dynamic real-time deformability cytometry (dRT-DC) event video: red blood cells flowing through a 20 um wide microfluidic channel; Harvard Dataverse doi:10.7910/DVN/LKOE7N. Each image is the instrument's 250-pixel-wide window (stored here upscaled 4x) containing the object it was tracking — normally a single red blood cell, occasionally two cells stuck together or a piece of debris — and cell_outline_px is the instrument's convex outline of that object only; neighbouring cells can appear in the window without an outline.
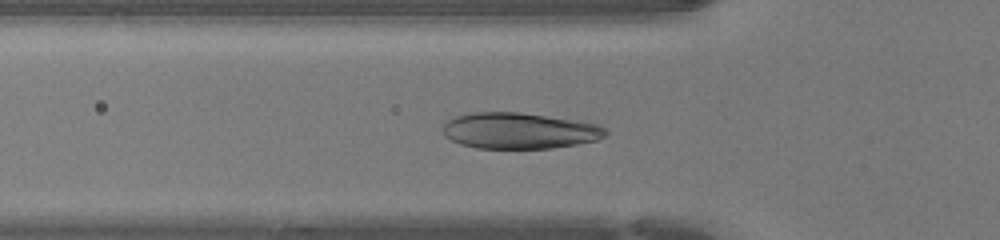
{"species": "human", "species_latin": "Homo sapiens", "temperature_condition": "warm", "stored_images_in_passage": 37, "camera_frame_rate_fps": 3000, "um_per_image_px": 0.085, "donor": {"sex": "female"}, "frame": {"image": 1, "passage_image": 6, "time_ms": 1.667, "image_size_px": [1000, 240], "cell_outline_px": [[608, 132], [604, 136], [596, 140], [576, 144], [552, 148], [476, 148], [460, 144], [444, 136], [444, 124], [448, 120], [456, 116], [472, 112], [520, 112], [596, 124], [604, 128]], "centroid_in_image_um": [44.1, 11.11], "position_along_channel_um": 81.7, "area_um2": 33.81}}
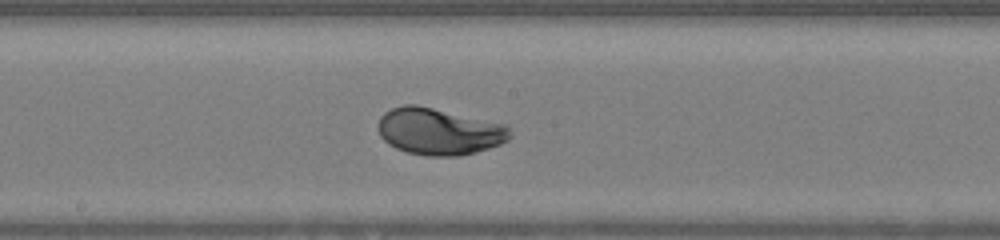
{"frame": {"image": 2, "passage_image": 15, "time_ms": 4.667, "image_size_px": [1000, 240], "cell_outline_px": [[512, 136], [508, 140], [500, 144], [476, 152], [456, 156], [428, 156], [408, 152], [396, 148], [388, 144], [380, 136], [380, 116], [384, 112], [392, 108], [404, 104], [416, 104], [508, 124]], "centroid_in_image_um": [37.35, 11.16], "position_along_channel_um": 210.8, "area_um2": 36.07}}
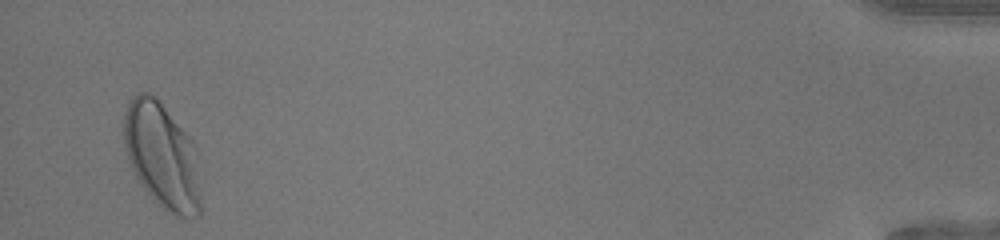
{"frame": {"image": 3, "passage_image": 36, "time_ms": 11.667, "image_size_px": [1000, 240], "cell_outline_px": [[200, 216], [180, 216], [156, 204], [144, 188], [136, 176], [128, 160], [124, 144], [124, 116], [128, 100], [132, 96], [140, 92], [148, 92], [156, 96], [192, 140], [196, 148], [200, 192]], "centroid_in_image_um": [13.76, 13.21], "position_along_channel_um": 421.4, "area_um2": 47.34}, "authors_computed_cell_mechanics": {"area_um2": 35.6626, "velocity_mm_per_s": 4.2828, "shape_relaxation_time_tau1_ms": 2.4743, "shape_relaxation_time_tau2_ms": null, "deformation_change_tau1": 0.1779, "deformation_change_tau2": null}}